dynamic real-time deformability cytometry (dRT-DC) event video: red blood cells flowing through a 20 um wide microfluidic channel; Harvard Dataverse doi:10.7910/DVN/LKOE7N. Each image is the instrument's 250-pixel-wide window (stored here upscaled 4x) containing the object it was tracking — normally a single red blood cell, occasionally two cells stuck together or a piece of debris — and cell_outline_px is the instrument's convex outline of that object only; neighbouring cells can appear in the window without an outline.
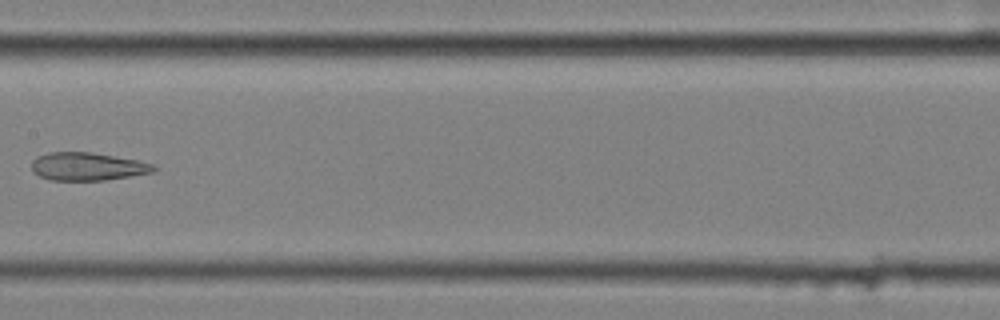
{"species": "common noctule bat (a hibernating species)", "species_latin": "Nyctalus noctula", "temperature_condition": "cold", "stored_images_in_passage": 14, "camera_frame_rate_fps": 3000, "um_per_image_px": 0.085, "animal": {"sex": "female", "body_mass_g": 25.1}, "frame": {"image": 1, "passage_image": 8, "time_ms": 2.333, "image_size_px": [1000, 320], "cell_outline_px": [[160, 168], [156, 172], [104, 180], [48, 180], [32, 172], [32, 160], [36, 156], [48, 152], [92, 152], [136, 160], [152, 164]], "centroid_in_image_um": [7.43, 14.15], "position_along_channel_um": 200.0, "area_um2": 20.06}}
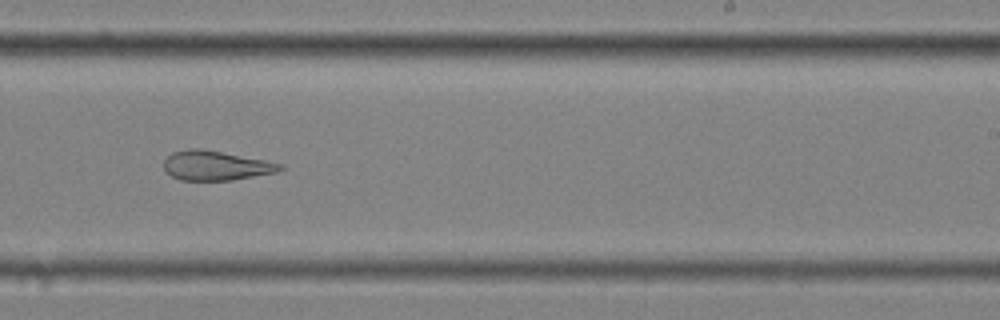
{"frame": {"image": 2, "passage_image": 10, "time_ms": 3.0, "image_size_px": [1000, 320], "cell_outline_px": [[284, 168], [276, 172], [232, 180], [180, 180], [172, 176], [164, 168], [164, 160], [172, 152], [192, 148], [200, 148], [264, 160], [284, 164]], "centroid_in_image_um": [18.34, 14.07], "position_along_channel_um": 270.7, "area_um2": 19.77}}
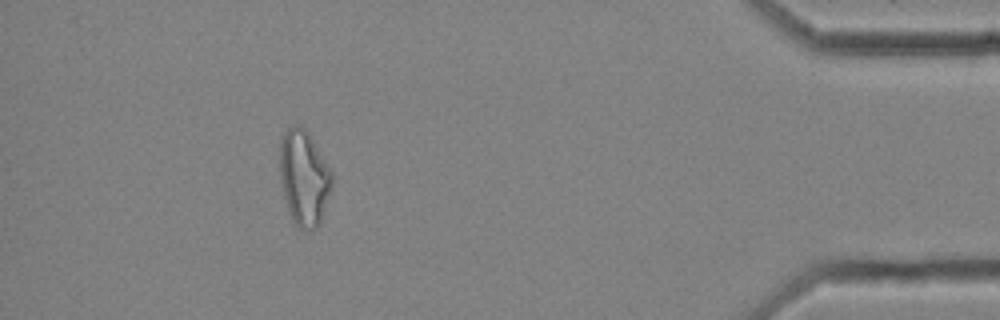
{"frame": {"image": 3, "passage_image": 14, "time_ms": 4.333, "image_size_px": [1000, 320], "cell_outline_px": [[332, 184], [320, 224], [316, 228], [296, 228], [292, 224], [284, 196], [280, 180], [280, 144], [284, 132], [288, 128], [296, 124], [300, 124], [308, 132], [332, 172]], "centroid_in_image_um": [25.82, 15.12], "position_along_channel_um": 409.4, "area_um2": 28.9}}